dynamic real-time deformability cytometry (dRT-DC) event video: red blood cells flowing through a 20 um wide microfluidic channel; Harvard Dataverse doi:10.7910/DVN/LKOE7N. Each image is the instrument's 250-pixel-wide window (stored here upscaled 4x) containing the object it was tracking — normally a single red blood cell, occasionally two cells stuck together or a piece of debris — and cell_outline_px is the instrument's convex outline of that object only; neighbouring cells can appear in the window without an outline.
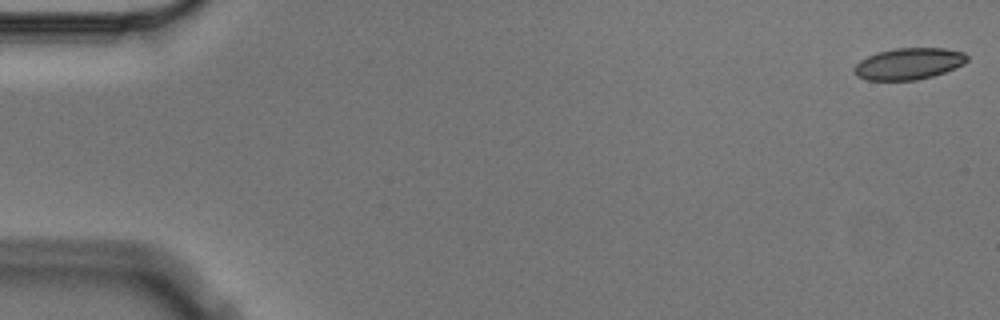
{"species": "Egyptian fruit bat (a non-hibernating species)", "species_latin": "Rousettus aegyptiacus", "temperature_condition": "cold", "stored_images_in_passage": 7, "camera_frame_rate_fps": 3000, "um_per_image_px": 0.085, "animal": {"sex": "male"}, "frame": {"image": 1, "passage_image": 1, "time_ms": 0.0, "image_size_px": [1000, 320], "cell_outline_px": [[968, 60], [964, 64], [944, 72], [932, 76], [916, 80], [868, 80], [856, 76], [852, 68], [860, 60], [876, 52], [896, 48], [944, 48], [964, 52], [968, 56]], "centroid_in_image_um": [77.23, 5.41], "position_along_channel_um": 7.8, "area_um2": 20.81}}
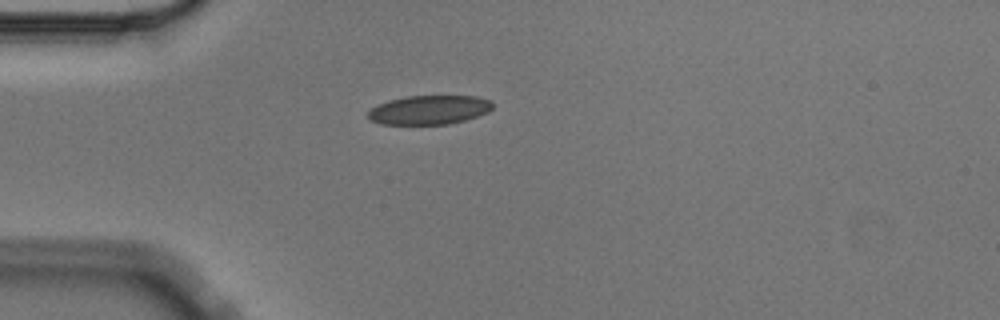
{"frame": {"image": 2, "passage_image": 5, "time_ms": 1.333, "image_size_px": [1000, 320], "cell_outline_px": [[492, 108], [488, 112], [464, 120], [448, 124], [380, 124], [372, 120], [368, 116], [368, 112], [372, 108], [388, 100], [408, 96], [476, 96], [492, 100]], "centroid_in_image_um": [36.5, 9.33], "position_along_channel_um": 48.5, "area_um2": 20.92}}
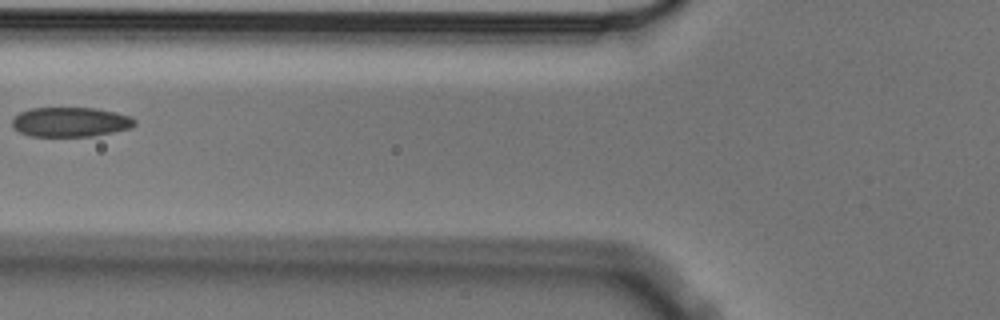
{"frame": {"image": 3, "passage_image": 7, "time_ms": 2.0, "image_size_px": [1000, 320], "cell_outline_px": [[136, 124], [132, 128], [92, 136], [28, 136], [12, 128], [12, 120], [20, 112], [32, 108], [96, 108], [116, 112], [132, 116], [136, 120]], "centroid_in_image_um": [6.01, 10.37], "position_along_channel_um": 119.8, "area_um2": 21.27}}